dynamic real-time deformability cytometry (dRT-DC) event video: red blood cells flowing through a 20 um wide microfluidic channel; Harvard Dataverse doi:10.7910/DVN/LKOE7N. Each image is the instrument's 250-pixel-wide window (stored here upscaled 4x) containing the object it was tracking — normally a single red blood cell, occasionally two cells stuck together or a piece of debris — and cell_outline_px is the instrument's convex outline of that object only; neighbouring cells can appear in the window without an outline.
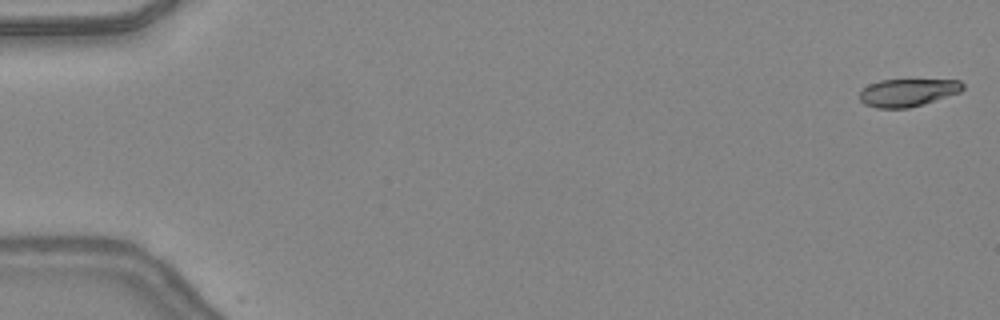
{"species": "common noctule bat (a hibernating species)", "species_latin": "Nyctalus noctula", "temperature_condition": "warm", "stored_images_in_passage": 2, "camera_frame_rate_fps": 3000, "um_per_image_px": 0.085, "animal": {"sex": "female", "body_mass_g": 24.6, "forearm_length_mm": 56.2}, "frame": {"image": 1, "passage_image": 1, "time_ms": 0.0, "image_size_px": [1000, 320], "cell_outline_px": [[964, 88], [960, 92], [924, 104], [908, 108], [876, 108], [864, 104], [860, 100], [860, 92], [868, 84], [880, 80], [960, 80], [964, 84]], "centroid_in_image_um": [77.15, 7.87], "position_along_channel_um": 7.8, "area_um2": 16.65}}